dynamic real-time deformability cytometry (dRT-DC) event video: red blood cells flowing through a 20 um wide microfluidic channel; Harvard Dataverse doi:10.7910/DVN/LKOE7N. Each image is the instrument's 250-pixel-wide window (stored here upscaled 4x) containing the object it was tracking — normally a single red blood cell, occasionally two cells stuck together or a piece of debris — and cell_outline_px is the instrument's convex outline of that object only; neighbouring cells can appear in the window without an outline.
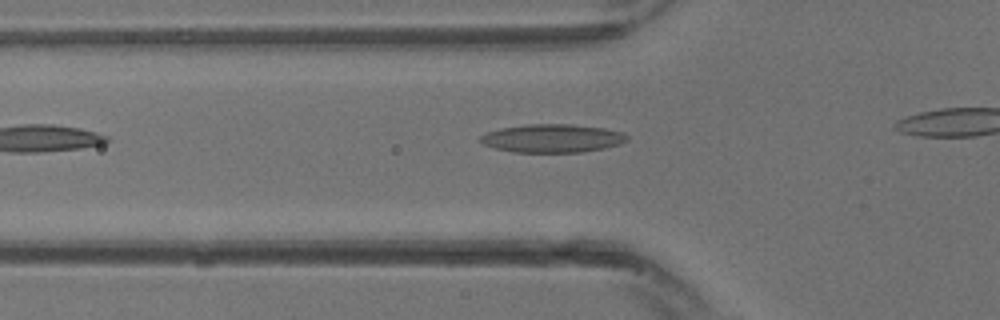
{"species": "common noctule bat (a hibernating species)", "species_latin": "Nyctalus noctula", "temperature_condition": "warm", "stored_images_in_passage": 7, "camera_frame_rate_fps": 3000, "um_per_image_px": 0.085, "animal": {"sex": "male", "body_mass_g": 13.3}, "frame": {"image": 1, "passage_image": 7, "time_ms": 2.0, "image_size_px": [1000, 320], "cell_outline_px": [[628, 140], [620, 144], [604, 148], [580, 152], [512, 152], [496, 148], [484, 144], [480, 140], [480, 136], [488, 132], [500, 128], [524, 124], [572, 124], [604, 128], [624, 132], [628, 136]], "centroid_in_image_um": [46.97, 11.75], "position_along_channel_um": 78.8, "area_um2": 24.22}}